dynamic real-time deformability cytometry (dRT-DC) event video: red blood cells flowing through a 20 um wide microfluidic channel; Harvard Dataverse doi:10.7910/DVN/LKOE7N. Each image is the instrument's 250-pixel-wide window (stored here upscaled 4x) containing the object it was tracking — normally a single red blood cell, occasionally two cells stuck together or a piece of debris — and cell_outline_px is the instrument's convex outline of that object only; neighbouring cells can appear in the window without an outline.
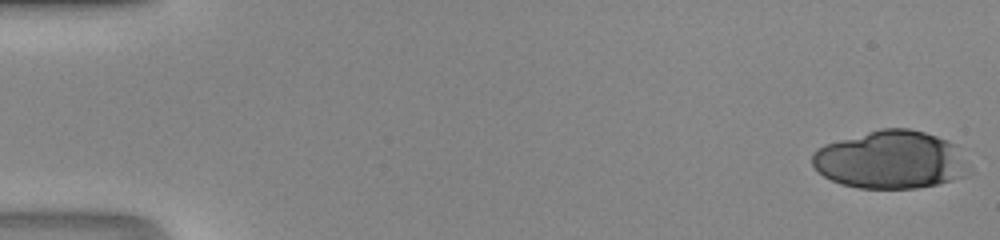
{"species": "human", "species_latin": "Homo sapiens", "temperature_condition": "room temperature", "stored_images_in_passage": 24, "camera_frame_rate_fps": 3000, "um_per_image_px": 0.085, "donor": {"sex": "male"}, "frame": {"image": 1, "passage_image": 1, "time_ms": 0.0, "image_size_px": [1000, 240], "cell_outline_px": [[972, 172], [964, 176], [952, 180], [936, 184], [916, 188], [860, 188], [840, 184], [824, 176], [812, 164], [812, 152], [816, 148], [824, 144], [880, 128], [908, 128], [924, 132], [948, 140], [956, 144]], "centroid_in_image_um": [75.71, 13.58], "position_along_channel_um": 9.3, "area_um2": 53.12}}
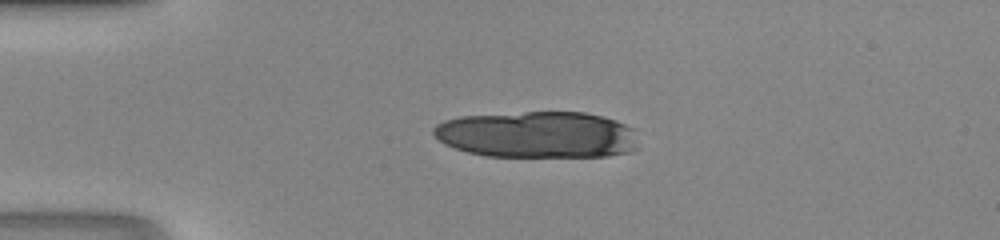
{"frame": {"image": 2, "passage_image": 12, "time_ms": 3.667, "image_size_px": [1000, 240], "cell_outline_px": [[636, 148], [628, 152], [608, 156], [488, 156], [468, 152], [444, 144], [432, 132], [432, 128], [436, 124], [444, 120], [460, 116], [524, 112], [584, 112], [604, 116], [616, 120], [632, 128]], "centroid_in_image_um": [45.64, 11.43], "position_along_channel_um": 39.4, "area_um2": 55.43}}